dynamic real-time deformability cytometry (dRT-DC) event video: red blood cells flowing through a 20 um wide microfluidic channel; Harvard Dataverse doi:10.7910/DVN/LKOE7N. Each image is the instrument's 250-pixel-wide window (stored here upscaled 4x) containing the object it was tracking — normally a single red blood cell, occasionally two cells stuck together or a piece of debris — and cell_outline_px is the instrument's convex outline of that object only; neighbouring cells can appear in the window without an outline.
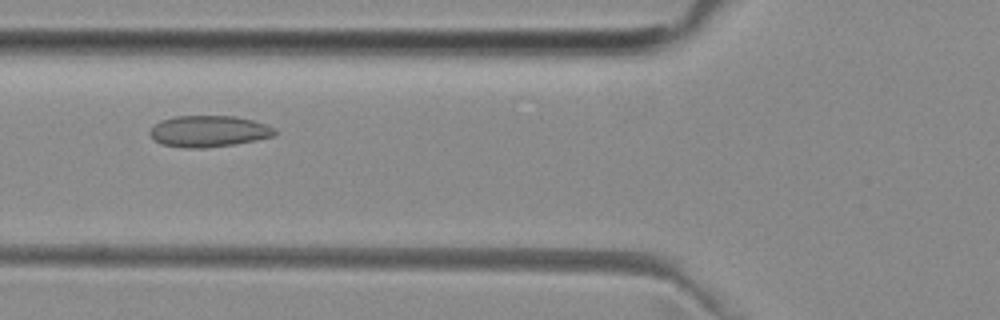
{"species": "common noctule bat (a hibernating species)", "species_latin": "Nyctalus noctula", "temperature_condition": "room temperature", "stored_images_in_passage": 42, "camera_frame_rate_fps": 3000, "um_per_image_px": 0.085, "animal": {"sex": "female", "body_mass_g": 29.2, "forearm_length_mm": 56.3}, "frame": {"image": 1, "passage_image": 10, "time_ms": 3.0, "image_size_px": [1000, 320], "cell_outline_px": [[276, 136], [236, 144], [204, 148], [184, 148], [160, 144], [148, 132], [160, 120], [176, 116], [236, 116], [252, 120], [276, 128]], "centroid_in_image_um": [17.76, 11.16], "position_along_channel_um": 108.0, "area_um2": 22.89}}
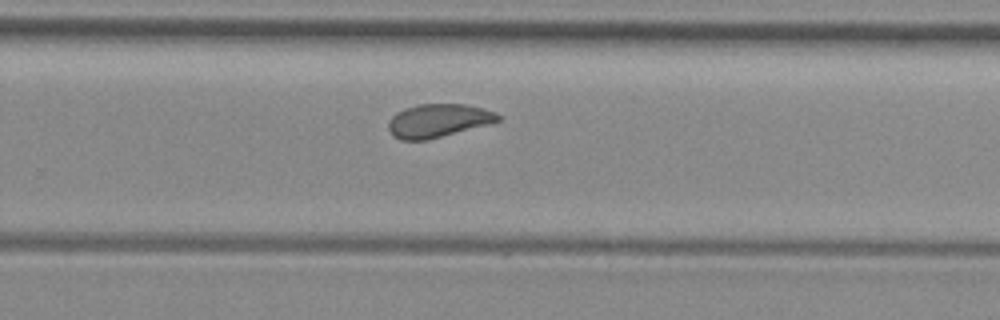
{"frame": {"image": 2, "passage_image": 24, "time_ms": 7.667, "image_size_px": [1000, 320], "cell_outline_px": [[500, 120], [488, 124], [428, 140], [400, 140], [392, 136], [388, 128], [388, 120], [396, 112], [404, 108], [420, 104], [464, 104], [484, 108], [496, 112], [500, 116]], "centroid_in_image_um": [37.21, 10.25], "position_along_channel_um": 292.6, "area_um2": 21.39}}
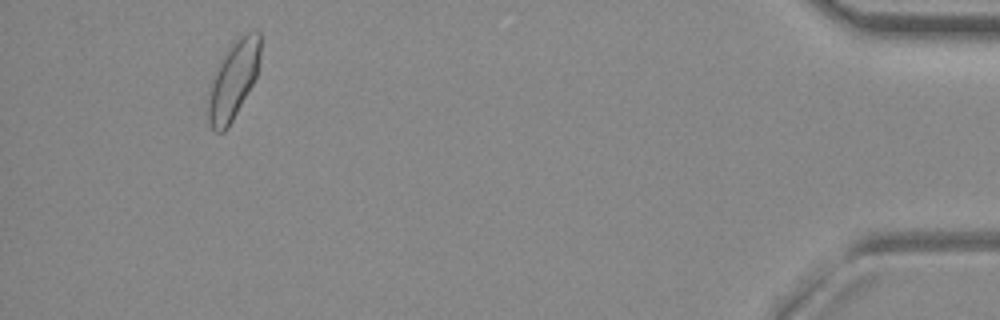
{"frame": {"image": 3, "passage_image": 39, "time_ms": 12.667, "image_size_px": [1000, 320], "cell_outline_px": [[260, 56], [256, 76], [252, 84], [228, 128], [224, 132], [216, 132], [212, 128], [208, 116], [208, 92], [216, 68], [224, 52], [240, 36], [252, 28], [260, 32]], "centroid_in_image_um": [19.83, 6.76], "position_along_channel_um": 415.4, "area_um2": 23.58}, "authors_computed_cell_mechanics": {"area_um2": 22.0507, "velocity_mm_per_s": 3.9621, "shape_relaxation_time_tau1_ms": null, "shape_relaxation_time_tau2_ms": 1.7979, "deformation_change_tau1": null, "deformation_change_tau2": 0.055}}